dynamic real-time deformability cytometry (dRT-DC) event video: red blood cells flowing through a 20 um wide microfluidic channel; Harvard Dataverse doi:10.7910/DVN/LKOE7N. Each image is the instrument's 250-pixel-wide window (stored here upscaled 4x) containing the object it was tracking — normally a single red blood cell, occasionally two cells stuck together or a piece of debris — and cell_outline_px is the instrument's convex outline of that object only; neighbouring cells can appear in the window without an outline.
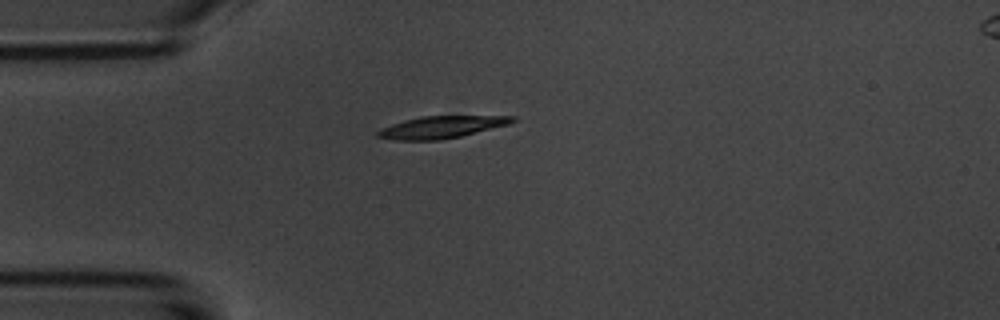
{"species": "common noctule bat (a hibernating species)", "species_latin": "Nyctalus noctula", "temperature_condition": "room temperature", "stored_images_in_passage": 2, "camera_frame_rate_fps": 3000, "um_per_image_px": 0.085, "animal": {"sex": "male", "body_mass_g": 20.1, "forearm_length_mm": 53.5}, "frame": {"image": 1, "passage_image": 1, "time_ms": 0.0, "image_size_px": [1000, 320], "cell_outline_px": [[516, 120], [508, 124], [460, 136], [440, 140], [392, 140], [376, 136], [376, 132], [380, 128], [404, 120], [420, 116], [516, 116]], "centroid_in_image_um": [37.46, 10.8], "position_along_channel_um": 47.5, "area_um2": 17.22}}